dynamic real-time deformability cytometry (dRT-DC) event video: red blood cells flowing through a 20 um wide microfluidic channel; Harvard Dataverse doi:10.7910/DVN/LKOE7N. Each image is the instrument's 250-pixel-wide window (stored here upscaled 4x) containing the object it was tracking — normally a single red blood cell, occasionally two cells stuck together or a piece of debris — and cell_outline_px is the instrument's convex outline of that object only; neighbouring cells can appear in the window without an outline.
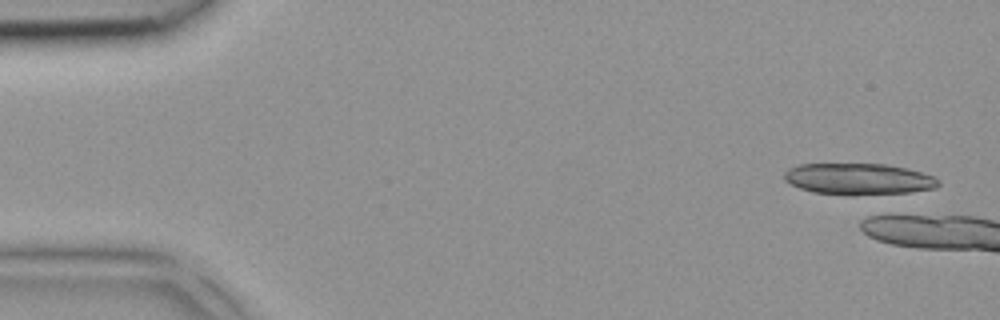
{"species": "common noctule bat (a hibernating species)", "species_latin": "Nyctalus noctula", "temperature_condition": "room temperature", "stored_images_in_passage": 1, "camera_frame_rate_fps": 3000, "um_per_image_px": 0.085, "animal": {"sex": "female", "body_mass_g": 18.4}, "frame": {"image": 1, "passage_image": 1, "time_ms": 0.0, "image_size_px": [1000, 320], "cell_outline_px": [[940, 184], [936, 188], [912, 192], [852, 196], [848, 196], [812, 192], [800, 188], [784, 180], [784, 172], [788, 168], [796, 164], [884, 164], [908, 168], [932, 176], [940, 180]], "centroid_in_image_um": [72.97, 15.23], "position_along_channel_um": 12.0, "area_um2": 28.61}}